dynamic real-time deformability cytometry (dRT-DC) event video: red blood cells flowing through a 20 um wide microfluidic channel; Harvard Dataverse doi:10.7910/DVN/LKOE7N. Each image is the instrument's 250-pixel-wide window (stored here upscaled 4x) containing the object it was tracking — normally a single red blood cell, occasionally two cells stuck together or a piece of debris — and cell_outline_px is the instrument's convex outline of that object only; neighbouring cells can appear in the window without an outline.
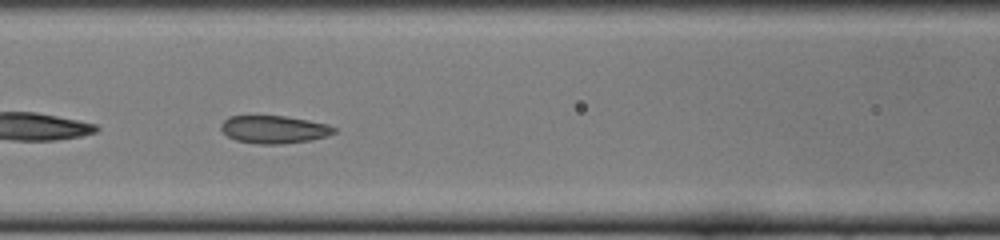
{"species": "common noctule bat (a hibernating species)", "species_latin": "Nyctalus noctula", "temperature_condition": "cold", "stored_images_in_passage": 36, "camera_frame_rate_fps": 3000, "um_per_image_px": 0.085, "animal": {"sex": "female", "body_mass_g": 22.0, "forearm_length_mm": 56.7}, "frame": {"image": 1, "passage_image": 7, "time_ms": 2.0, "image_size_px": [1000, 240], "cell_outline_px": [[336, 132], [328, 136], [312, 140], [280, 144], [260, 144], [236, 140], [228, 136], [220, 128], [220, 124], [228, 116], [284, 116], [308, 120], [328, 124], [336, 128]], "centroid_in_image_um": [23.31, 11.0], "position_along_channel_um": 143.3, "area_um2": 18.32}}
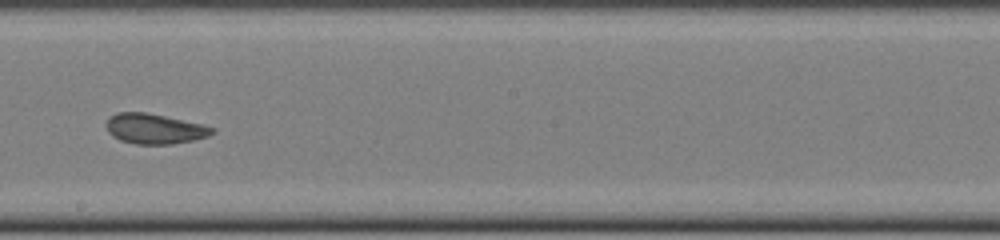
{"frame": {"image": 2, "passage_image": 14, "time_ms": 4.333, "image_size_px": [1000, 240], "cell_outline_px": [[216, 132], [208, 136], [192, 140], [172, 144], [136, 144], [120, 140], [112, 136], [108, 132], [108, 116], [116, 112], [144, 112], [164, 116], [200, 124], [216, 128]], "centroid_in_image_um": [13.13, 10.95], "position_along_channel_um": 235.1, "area_um2": 18.44}}
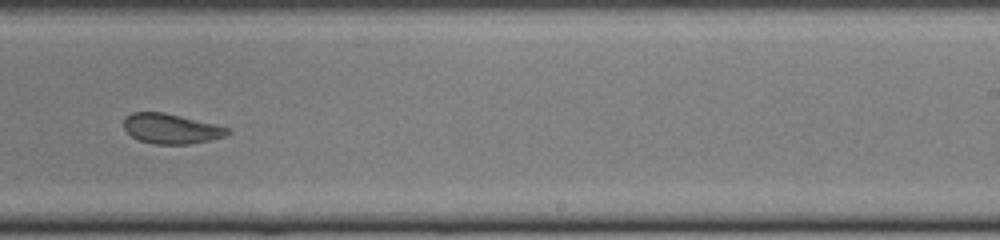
{"frame": {"image": 3, "passage_image": 17, "time_ms": 5.333, "image_size_px": [1000, 240], "cell_outline_px": [[232, 132], [224, 136], [192, 144], [152, 144], [140, 140], [132, 136], [124, 128], [124, 120], [132, 112], [164, 112], [216, 124], [228, 128]], "centroid_in_image_um": [14.56, 10.94], "position_along_channel_um": 274.4, "area_um2": 18.03}, "authors_computed_cell_mechanics": {"area_um2": 19.2474, "velocity_mm_per_s": 3.9509, "shape_relaxation_time_tau1_ms": 4.1261, "shape_relaxation_time_tau2_ms": 1.704, "deformation_change_tau1": 0.0822, "deformation_change_tau2": 0.0596}}